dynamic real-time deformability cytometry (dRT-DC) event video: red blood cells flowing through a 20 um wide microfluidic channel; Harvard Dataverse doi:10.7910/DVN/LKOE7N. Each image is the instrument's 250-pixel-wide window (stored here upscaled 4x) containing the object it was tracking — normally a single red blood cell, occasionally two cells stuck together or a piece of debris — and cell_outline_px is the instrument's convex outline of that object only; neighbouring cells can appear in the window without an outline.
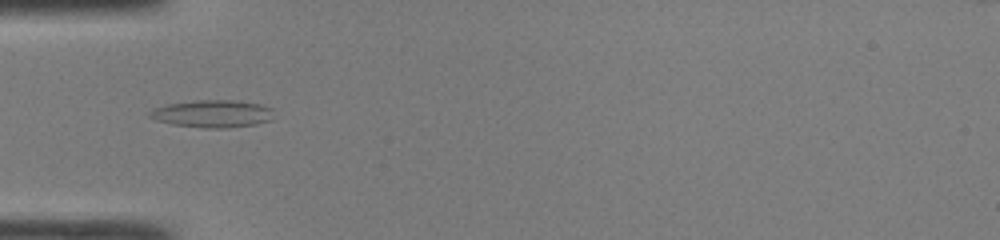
{"species": "common noctule bat (a hibernating species)", "species_latin": "Nyctalus noctula", "temperature_condition": "room temperature", "stored_images_in_passage": 33, "camera_frame_rate_fps": 3000, "um_per_image_px": 0.085, "animal": {"sex": "male", "body_mass_g": 19.0, "forearm_length_mm": 50.8}, "frame": {"image": 1, "passage_image": 1, "time_ms": 0.0, "image_size_px": [1000, 240], "cell_outline_px": [[272, 120], [256, 124], [228, 128], [204, 128], [172, 124], [156, 120], [148, 116], [148, 112], [156, 108], [168, 104], [196, 100], [232, 100], [260, 104], [272, 108]], "centroid_in_image_um": [18.07, 9.67], "position_along_channel_um": 66.9, "area_um2": 19.83}}
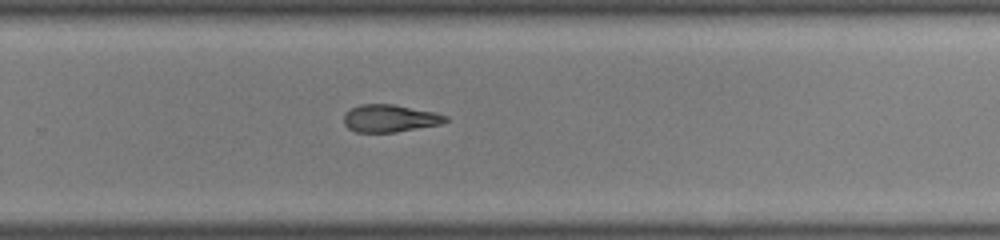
{"frame": {"image": 2, "passage_image": 17, "time_ms": 5.333, "image_size_px": [1000, 240], "cell_outline_px": [[448, 120], [440, 124], [396, 132], [356, 132], [348, 128], [344, 124], [344, 112], [360, 104], [392, 104], [436, 112], [448, 116]], "centroid_in_image_um": [33.13, 10.05], "position_along_channel_um": 296.7, "area_um2": 16.3}}
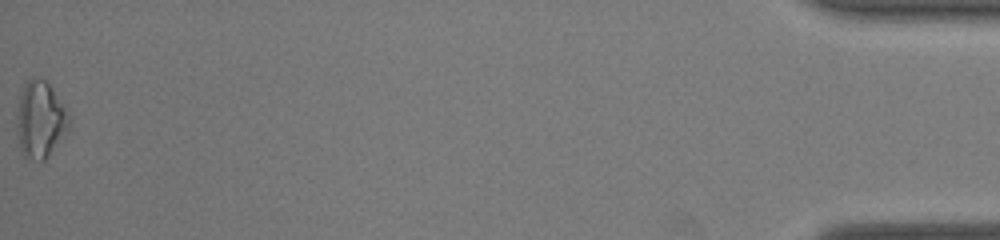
{"frame": {"image": 3, "passage_image": 33, "time_ms": 10.667, "image_size_px": [1000, 240], "cell_outline_px": [[72, 120], [68, 128], [44, 160], [40, 160], [24, 156], [20, 152], [16, 132], [16, 124], [20, 88], [32, 76], [44, 80], [52, 88], [68, 112]], "centroid_in_image_um": [3.39, 10.13], "position_along_channel_um": 431.8, "area_um2": 23.29}, "authors_computed_cell_mechanics": {"area_um2": 17.1088, "velocity_mm_per_s": 4.3208, "shape_relaxation_time_tau1_ms": null, "shape_relaxation_time_tau2_ms": 3.6291, "deformation_change_tau1": null, "deformation_change_tau2": 0.1176}}